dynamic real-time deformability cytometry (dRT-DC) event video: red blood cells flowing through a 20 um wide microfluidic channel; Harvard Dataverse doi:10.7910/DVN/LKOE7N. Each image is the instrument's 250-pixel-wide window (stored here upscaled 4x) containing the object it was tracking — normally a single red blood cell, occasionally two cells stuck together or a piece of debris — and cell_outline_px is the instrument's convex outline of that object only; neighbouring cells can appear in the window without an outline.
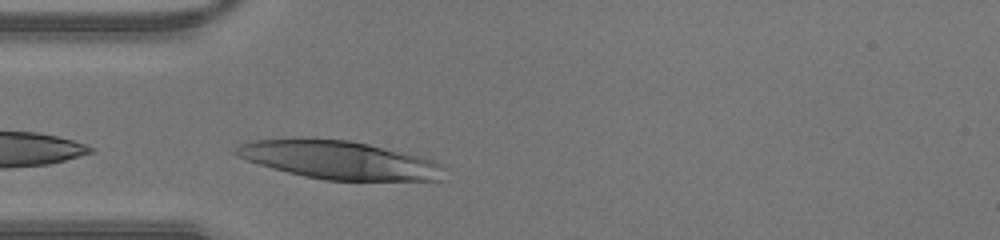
{"species": "human", "species_latin": "Homo sapiens", "temperature_condition": "warm", "stored_images_in_passage": 13, "camera_frame_rate_fps": 3000, "um_per_image_px": 0.085, "donor": {"sex": "male"}, "frame": {"image": 1, "passage_image": 1, "time_ms": 0.0, "image_size_px": [1000, 240], "cell_outline_px": [[444, 168], [440, 180], [324, 180], [304, 176], [272, 168], [236, 156], [232, 152], [232, 148], [240, 144], [252, 140], [348, 140], [368, 144], [420, 156], [444, 164]], "centroid_in_image_um": [28.83, 13.62], "position_along_channel_um": 56.2, "area_um2": 45.49}}
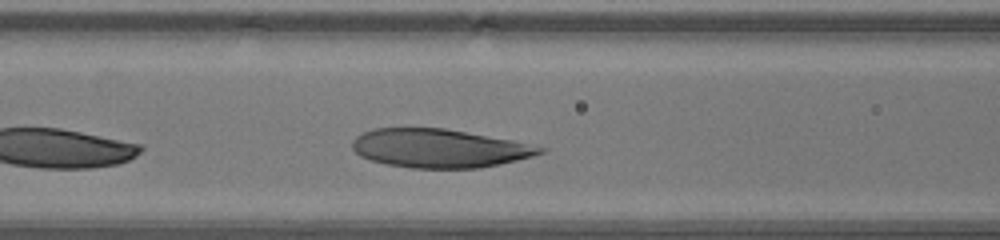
{"frame": {"image": 2, "passage_image": 6, "time_ms": 1.667, "image_size_px": [1000, 240], "cell_outline_px": [[548, 148], [544, 152], [532, 156], [500, 164], [480, 168], [412, 168], [388, 164], [372, 160], [360, 156], [352, 148], [352, 140], [356, 136], [372, 128], [444, 128], [512, 140]], "centroid_in_image_um": [37.33, 12.6], "position_along_channel_um": 129.3, "area_um2": 42.08}}
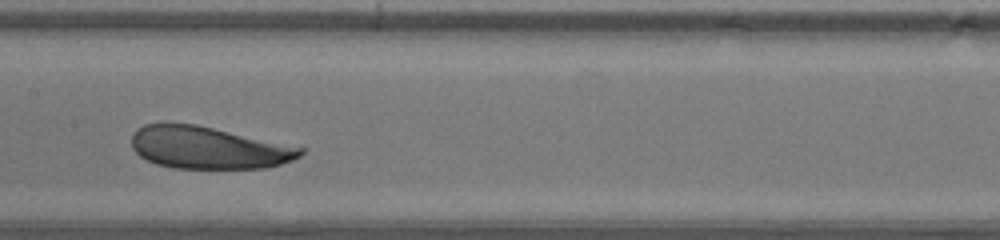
{"frame": {"image": 3, "passage_image": 10, "time_ms": 3.0, "image_size_px": [1000, 240], "cell_outline_px": [[304, 152], [300, 156], [292, 160], [280, 164], [264, 168], [172, 168], [156, 164], [140, 156], [132, 148], [132, 136], [144, 124], [196, 124], [304, 148]], "centroid_in_image_um": [17.7, 12.57], "position_along_channel_um": 189.7, "area_um2": 40.98}}